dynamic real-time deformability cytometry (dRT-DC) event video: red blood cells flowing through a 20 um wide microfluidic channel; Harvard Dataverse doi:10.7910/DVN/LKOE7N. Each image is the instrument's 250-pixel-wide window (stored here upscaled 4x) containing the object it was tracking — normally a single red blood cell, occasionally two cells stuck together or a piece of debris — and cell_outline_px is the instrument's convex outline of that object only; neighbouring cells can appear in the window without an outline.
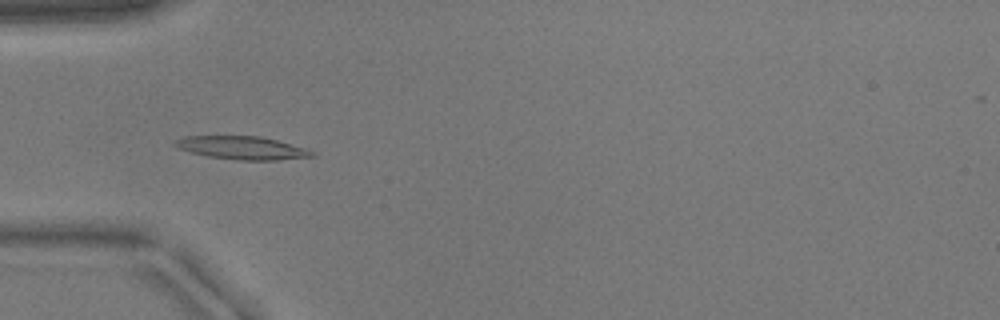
{"species": "common noctule bat (a hibernating species)", "species_latin": "Nyctalus noctula", "temperature_condition": "warm", "stored_images_in_passage": 33, "camera_frame_rate_fps": 3000, "um_per_image_px": 0.085, "animal": {"sex": "male", "body_mass_g": 17.9}, "frame": {"image": 1, "passage_image": 7, "time_ms": 2.0, "image_size_px": [1000, 320], "cell_outline_px": [[316, 156], [280, 160], [240, 160], [208, 156], [176, 148], [172, 144], [176, 140], [184, 136], [260, 136], [308, 148], [316, 152]], "centroid_in_image_um": [20.62, 12.57], "position_along_channel_um": 64.4, "area_um2": 18.55}}
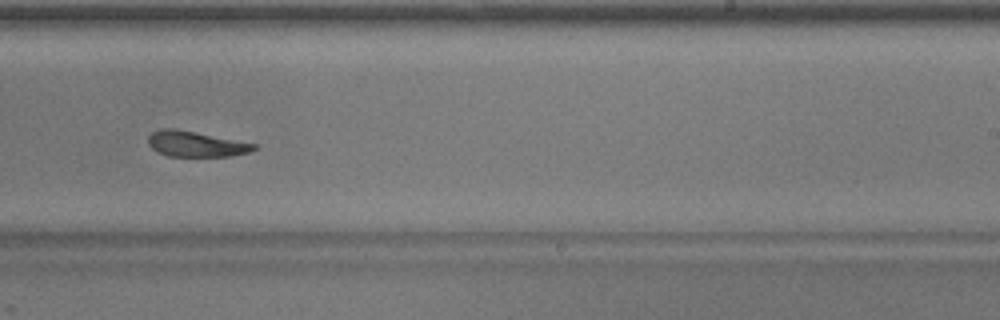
{"frame": {"image": 2, "passage_image": 23, "time_ms": 7.333, "image_size_px": [1000, 320], "cell_outline_px": [[256, 148], [248, 152], [228, 156], [168, 156], [156, 152], [148, 144], [148, 136], [152, 132], [164, 128], [172, 128], [256, 144]], "centroid_in_image_um": [16.58, 12.25], "position_along_channel_um": 272.4, "area_um2": 15.37}}
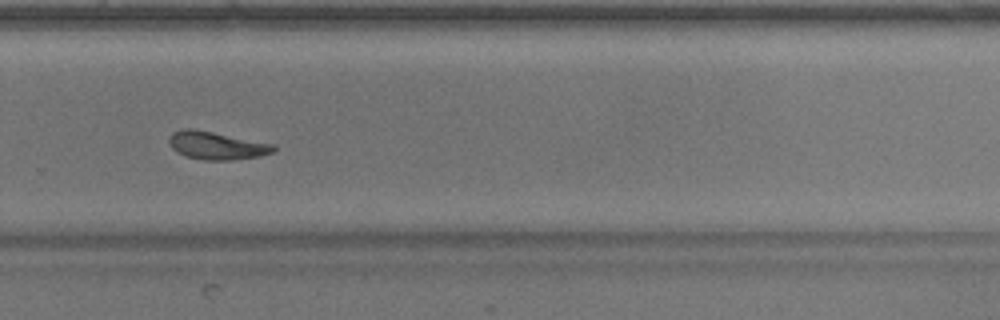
{"frame": {"image": 3, "passage_image": 26, "time_ms": 8.333, "image_size_px": [1000, 320], "cell_outline_px": [[276, 148], [272, 152], [260, 156], [228, 160], [204, 160], [184, 156], [176, 152], [172, 148], [168, 140], [168, 136], [172, 132], [180, 128], [192, 128], [276, 144]], "centroid_in_image_um": [18.37, 12.36], "position_along_channel_um": 311.4, "area_um2": 17.17}}